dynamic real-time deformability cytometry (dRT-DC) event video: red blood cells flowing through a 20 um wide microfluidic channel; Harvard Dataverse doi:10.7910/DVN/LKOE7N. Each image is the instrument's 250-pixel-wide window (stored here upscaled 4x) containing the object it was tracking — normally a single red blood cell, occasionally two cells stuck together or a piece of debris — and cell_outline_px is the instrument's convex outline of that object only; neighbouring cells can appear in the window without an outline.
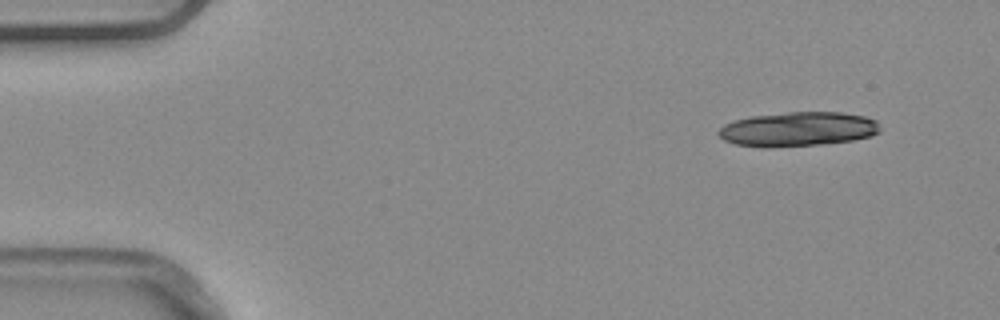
{"species": "common noctule bat (a hibernating species)", "species_latin": "Nyctalus noctula", "temperature_condition": "warm", "stored_images_in_passage": 4, "camera_frame_rate_fps": 3000, "um_per_image_px": 0.085, "animal": {"sex": "male", "body_mass_g": 20.4}, "frame": {"image": 1, "passage_image": 1, "time_ms": 0.0, "image_size_px": [1000, 320], "cell_outline_px": [[880, 132], [872, 136], [852, 140], [820, 144], [772, 148], [764, 148], [736, 144], [724, 140], [716, 132], [724, 124], [736, 120], [752, 116], [788, 112], [840, 112], [864, 116], [876, 120], [880, 128]], "centroid_in_image_um": [67.82, 10.98], "position_along_channel_um": 17.2, "area_um2": 32.48}}